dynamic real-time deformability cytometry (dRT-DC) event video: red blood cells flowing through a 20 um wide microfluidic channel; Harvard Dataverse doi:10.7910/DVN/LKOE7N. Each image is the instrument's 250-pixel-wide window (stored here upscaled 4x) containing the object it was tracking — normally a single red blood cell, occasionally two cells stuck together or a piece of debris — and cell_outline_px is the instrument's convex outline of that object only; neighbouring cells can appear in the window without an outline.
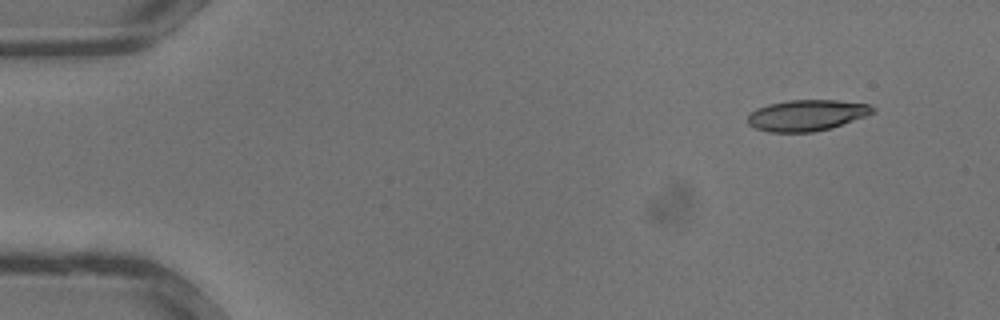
{"species": "common noctule bat (a hibernating species)", "species_latin": "Nyctalus noctula", "temperature_condition": "warm", "stored_images_in_passage": 33, "camera_frame_rate_fps": 3000, "um_per_image_px": 0.085, "animal": {"sex": "male", "body_mass_g": 13.3}, "frame": {"image": 1, "passage_image": 1, "time_ms": 0.0, "image_size_px": [1000, 320], "cell_outline_px": [[876, 112], [832, 128], [812, 132], [768, 132], [756, 128], [748, 124], [748, 116], [756, 108], [768, 104], [788, 100], [836, 100], [868, 104], [876, 108]], "centroid_in_image_um": [68.59, 9.8], "position_along_channel_um": 16.4, "area_um2": 22.66}}
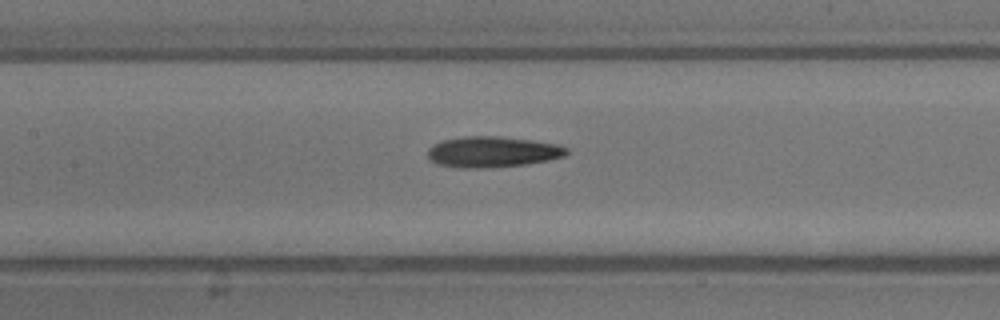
{"frame": {"image": 2, "passage_image": 14, "time_ms": 4.333, "image_size_px": [1000, 320], "cell_outline_px": [[568, 152], [564, 156], [548, 160], [524, 164], [488, 168], [456, 168], [436, 164], [428, 160], [428, 148], [432, 144], [444, 140], [464, 136], [500, 136], [532, 140], [556, 144], [568, 148]], "centroid_in_image_um": [41.8, 12.91], "position_along_channel_um": 165.6, "area_um2": 25.14}}
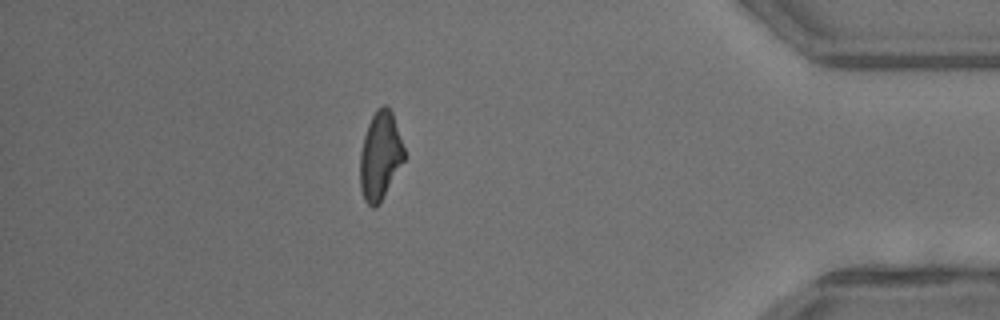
{"frame": {"image": 3, "passage_image": 28, "time_ms": 9.0, "image_size_px": [1000, 320], "cell_outline_px": [[404, 160], [380, 204], [372, 208], [364, 200], [360, 188], [360, 152], [364, 136], [368, 124], [376, 108], [384, 104], [392, 112], [404, 148]], "centroid_in_image_um": [32.3, 13.26], "position_along_channel_um": 402.9, "area_um2": 22.6}}